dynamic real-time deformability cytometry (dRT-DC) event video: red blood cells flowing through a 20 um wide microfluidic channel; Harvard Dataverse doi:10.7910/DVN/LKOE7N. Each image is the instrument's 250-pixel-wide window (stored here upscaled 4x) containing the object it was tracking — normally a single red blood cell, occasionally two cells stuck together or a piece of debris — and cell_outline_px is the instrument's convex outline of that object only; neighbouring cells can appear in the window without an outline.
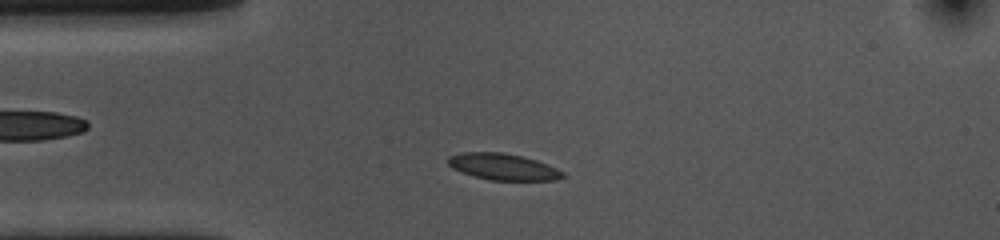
{"species": "common noctule bat (a hibernating species)", "species_latin": "Nyctalus noctula", "temperature_condition": "cold", "stored_images_in_passage": 47, "camera_frame_rate_fps": 3000, "um_per_image_px": 0.085, "animal": {"sex": "female", "body_mass_g": 10.0, "forearm_length_mm": 53.1}, "frame": {"image": 1, "passage_image": 8, "time_ms": 2.333, "image_size_px": [1000, 240], "cell_outline_px": [[564, 176], [556, 180], [488, 180], [460, 172], [452, 168], [448, 164], [448, 156], [464, 152], [504, 152], [524, 156], [548, 164], [564, 172]], "centroid_in_image_um": [42.75, 14.17], "position_along_channel_um": 42.2, "area_um2": 17.8}}
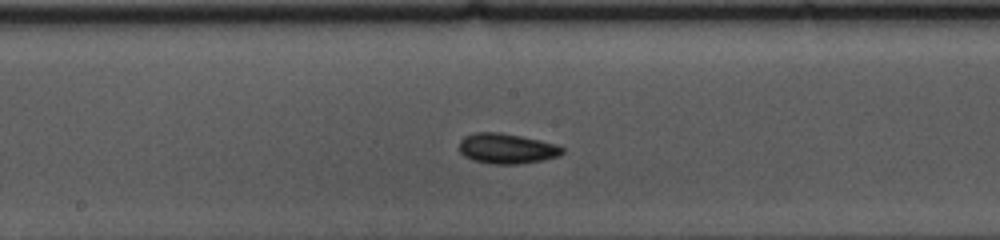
{"frame": {"image": 2, "passage_image": 23, "time_ms": 7.333, "image_size_px": [1000, 240], "cell_outline_px": [[564, 152], [560, 156], [544, 160], [520, 164], [492, 164], [472, 160], [464, 156], [460, 152], [460, 140], [464, 136], [476, 132], [500, 132], [540, 140], [556, 144], [564, 148]], "centroid_in_image_um": [43.09, 12.63], "position_along_channel_um": 205.1, "area_um2": 18.32}}
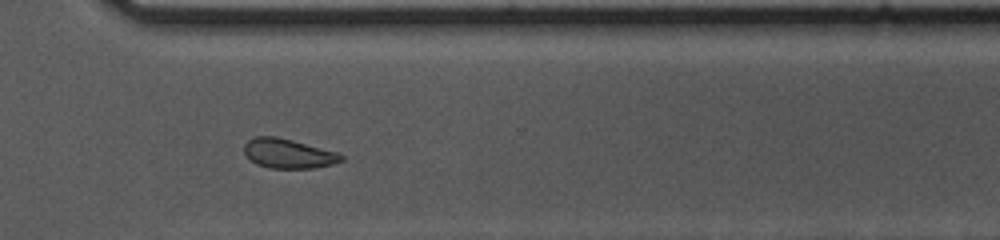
{"frame": {"image": 3, "passage_image": 35, "time_ms": 11.333, "image_size_px": [1000, 240], "cell_outline_px": [[344, 160], [332, 164], [312, 168], [268, 168], [256, 164], [244, 152], [244, 144], [248, 140], [256, 136], [276, 136], [292, 140], [336, 152], [344, 156]], "centroid_in_image_um": [24.49, 13.05], "position_along_channel_um": 346.1, "area_um2": 16.53}, "authors_computed_cell_mechanics": {"area_um2": 17.629, "velocity_mm_per_s": 3.5313, "shape_relaxation_time_tau1_ms": 2.4997, "shape_relaxation_time_tau2_ms": 5.1577, "deformation_change_tau1": 0.0771, "deformation_change_tau2": 0.0921}}